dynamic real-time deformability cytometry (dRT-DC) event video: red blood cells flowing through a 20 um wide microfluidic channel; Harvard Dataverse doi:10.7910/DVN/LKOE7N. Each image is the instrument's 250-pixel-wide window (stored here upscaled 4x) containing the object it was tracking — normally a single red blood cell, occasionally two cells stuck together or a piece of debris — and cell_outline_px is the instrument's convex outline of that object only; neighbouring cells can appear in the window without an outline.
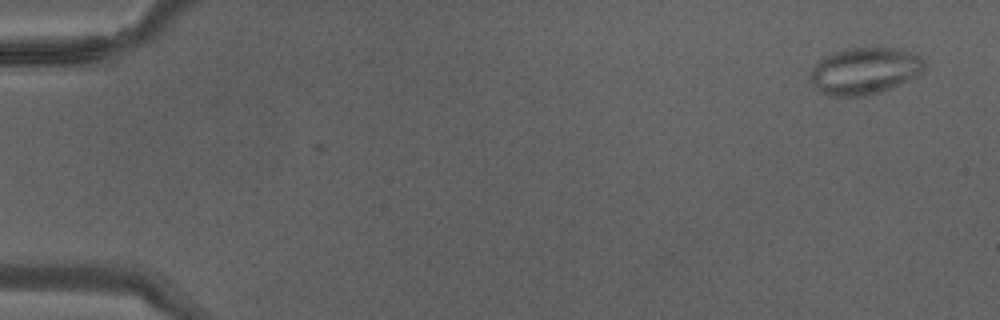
{"species": "Egyptian fruit bat (a non-hibernating species)", "species_latin": "Rousettus aegyptiacus", "temperature_condition": "warm", "stored_images_in_passage": 2, "camera_frame_rate_fps": 3000, "um_per_image_px": 0.085, "animal": {"sex": "male"}, "frame": {"image": 1, "passage_image": 2, "time_ms": 0.333, "image_size_px": [1000, 320], "cell_outline_px": [[924, 72], [892, 88], [880, 92], [864, 96], [828, 96], [812, 84], [808, 76], [816, 60], [832, 52], [844, 48], [896, 48], [916, 52], [924, 60]], "centroid_in_image_um": [73.48, 6.01], "position_along_channel_um": 11.5, "area_um2": 31.62}}